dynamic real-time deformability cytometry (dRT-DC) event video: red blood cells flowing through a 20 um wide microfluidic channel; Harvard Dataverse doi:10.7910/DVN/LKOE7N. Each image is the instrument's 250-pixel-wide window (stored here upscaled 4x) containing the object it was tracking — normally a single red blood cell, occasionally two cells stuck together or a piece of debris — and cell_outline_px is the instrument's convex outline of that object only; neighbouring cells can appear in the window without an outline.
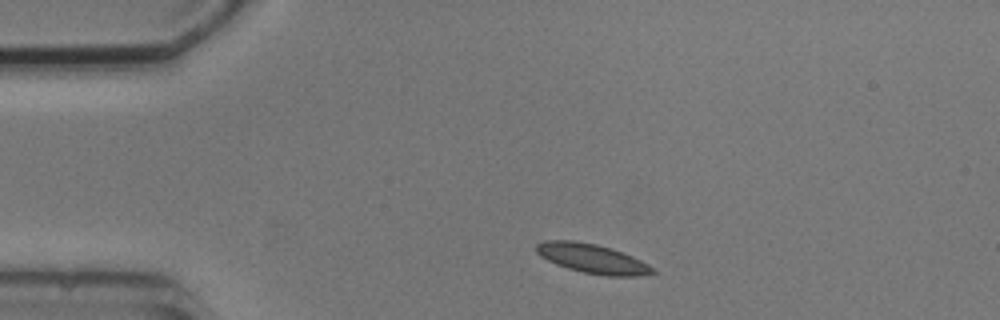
{"species": "common noctule bat (a hibernating species)", "species_latin": "Nyctalus noctula", "temperature_condition": "cold", "stored_images_in_passage": 4, "camera_frame_rate_fps": 3000, "um_per_image_px": 0.085, "animal": {"sex": "male", "body_mass_g": 20.5, "forearm_length_mm": 52.5}, "frame": {"image": 1, "passage_image": 1, "time_ms": 0.0, "image_size_px": [1000, 320], "cell_outline_px": [[656, 272], [640, 276], [604, 276], [584, 272], [568, 268], [556, 264], [540, 256], [536, 252], [536, 244], [544, 240], [576, 240], [596, 244], [632, 256], [648, 264]], "centroid_in_image_um": [50.31, 21.98], "position_along_channel_um": 34.7, "area_um2": 19.71}}
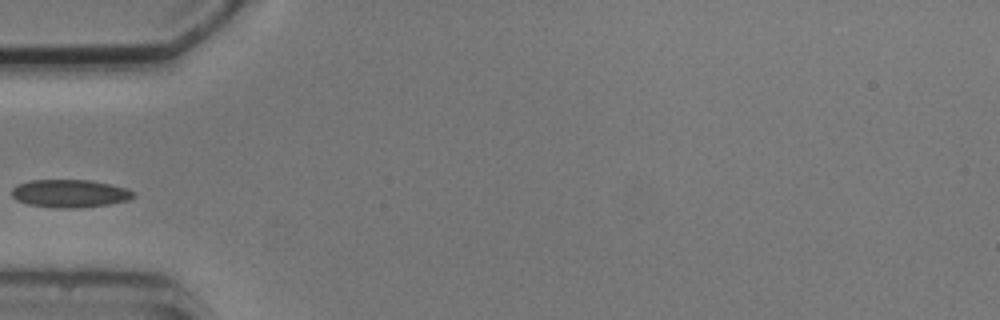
{"frame": {"image": 2, "passage_image": 3, "time_ms": 2.333, "image_size_px": [1000, 320], "cell_outline_px": [[136, 196], [128, 200], [108, 204], [80, 208], [56, 208], [28, 204], [16, 200], [12, 196], [12, 188], [16, 184], [28, 180], [92, 180], [112, 184], [128, 188], [136, 192]], "centroid_in_image_um": [5.96, 16.44], "position_along_channel_um": 79.0, "area_um2": 20.11}}